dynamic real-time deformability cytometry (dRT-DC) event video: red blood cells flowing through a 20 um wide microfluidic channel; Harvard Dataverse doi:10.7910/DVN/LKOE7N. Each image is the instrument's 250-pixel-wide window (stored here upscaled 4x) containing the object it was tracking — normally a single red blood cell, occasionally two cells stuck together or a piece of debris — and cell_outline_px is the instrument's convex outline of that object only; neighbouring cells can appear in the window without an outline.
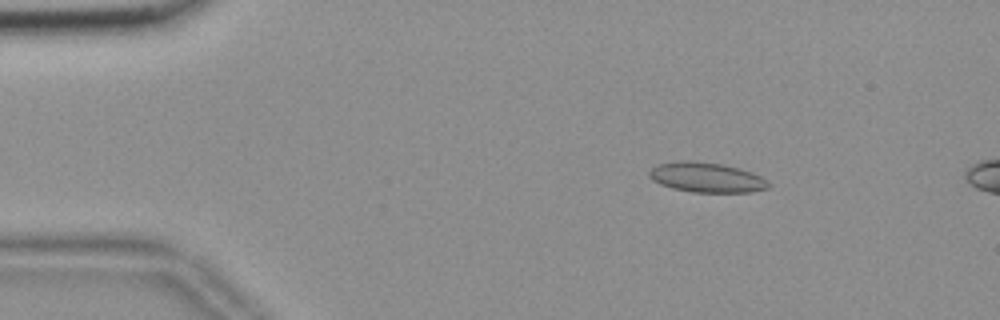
{"species": "common noctule bat (a hibernating species)", "species_latin": "Nyctalus noctula", "temperature_condition": "room temperature", "stored_images_in_passage": 14, "camera_frame_rate_fps": 3000, "um_per_image_px": 0.085, "animal": {"sex": "female", "body_mass_g": 18.4}, "frame": {"image": 1, "passage_image": 8, "time_ms": 2.333, "image_size_px": [1000, 320], "cell_outline_px": [[772, 184], [768, 188], [752, 192], [692, 192], [672, 188], [660, 184], [652, 180], [648, 176], [648, 172], [656, 164], [680, 160], [692, 160], [724, 164], [740, 168], [752, 172], [768, 180]], "centroid_in_image_um": [60.06, 15.07], "position_along_channel_um": 24.9, "area_um2": 21.15}}